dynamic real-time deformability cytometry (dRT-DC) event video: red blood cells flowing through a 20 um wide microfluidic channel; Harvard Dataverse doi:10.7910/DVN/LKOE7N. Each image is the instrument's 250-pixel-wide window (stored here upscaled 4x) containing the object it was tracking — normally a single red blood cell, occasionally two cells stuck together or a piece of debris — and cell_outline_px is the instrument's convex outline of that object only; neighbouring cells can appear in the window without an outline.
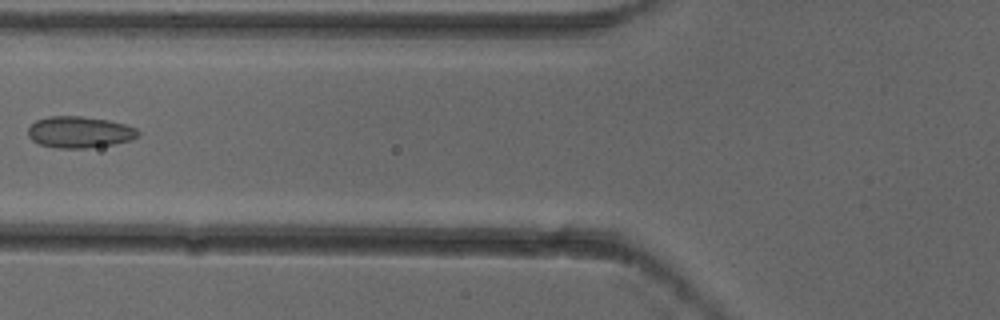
{"species": "common noctule bat (a hibernating species)", "species_latin": "Nyctalus noctula", "temperature_condition": "cold", "stored_images_in_passage": 6, "camera_frame_rate_fps": 3000, "um_per_image_px": 0.085, "animal": {"sex": "female"}, "frame": {"image": 1, "passage_image": 6, "time_ms": 1.667, "image_size_px": [1000, 320], "cell_outline_px": [[140, 136], [132, 140], [112, 144], [88, 148], [56, 148], [40, 144], [32, 140], [28, 136], [28, 128], [36, 120], [48, 116], [80, 116], [108, 120], [124, 124], [136, 128], [140, 132]], "centroid_in_image_um": [6.77, 11.23], "position_along_channel_um": 119.0, "area_um2": 20.23}}